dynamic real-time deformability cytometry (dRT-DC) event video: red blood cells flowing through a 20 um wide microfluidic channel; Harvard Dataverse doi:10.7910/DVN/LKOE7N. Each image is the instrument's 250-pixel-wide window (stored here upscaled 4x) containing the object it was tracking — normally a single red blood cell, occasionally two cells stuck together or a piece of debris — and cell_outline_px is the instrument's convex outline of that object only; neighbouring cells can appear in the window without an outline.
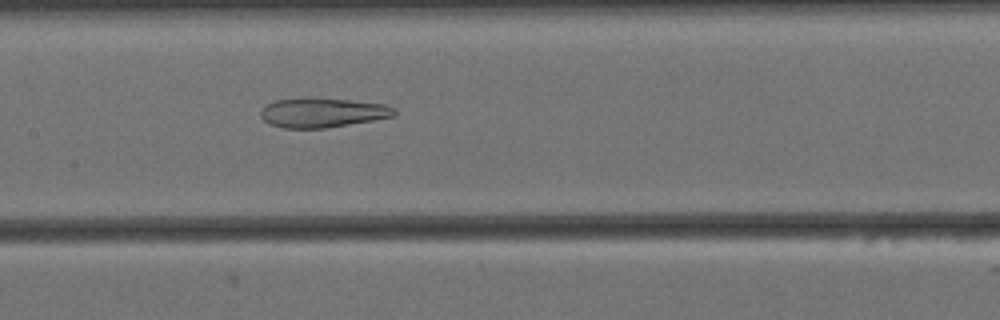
{"species": "Egyptian fruit bat (a non-hibernating species)", "species_latin": "Rousettus aegyptiacus", "temperature_condition": "cold", "stored_images_in_passage": 57, "camera_frame_rate_fps": 3000, "um_per_image_px": 0.085, "animal": {"sex": "female"}, "frame": {"image": 1, "passage_image": 26, "time_ms": 8.333, "image_size_px": [1000, 320], "cell_outline_px": [[396, 116], [324, 128], [284, 128], [268, 124], [260, 116], [260, 112], [268, 104], [276, 100], [352, 100], [384, 104], [396, 108]], "centroid_in_image_um": [27.45, 9.61], "position_along_channel_um": 179.9, "area_um2": 22.14}}
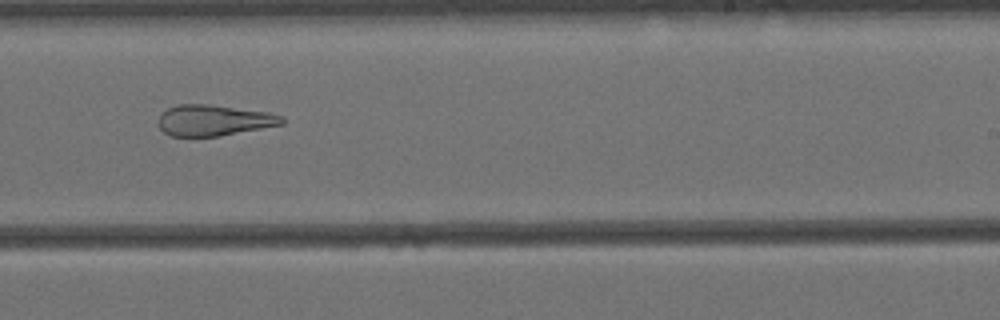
{"frame": {"image": 2, "passage_image": 34, "time_ms": 11.0, "image_size_px": [1000, 320], "cell_outline_px": [[284, 124], [220, 136], [172, 136], [164, 132], [160, 128], [160, 116], [168, 108], [176, 104], [208, 104], [268, 112], [284, 116]], "centroid_in_image_um": [18.21, 10.22], "position_along_channel_um": 270.8, "area_um2": 22.14}}
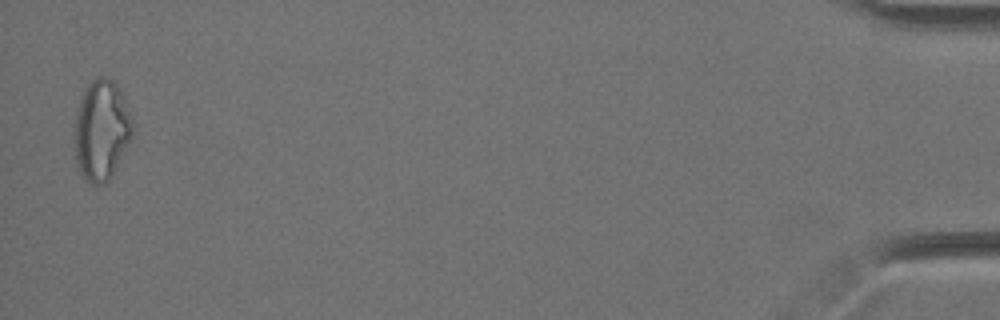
{"frame": {"image": 3, "passage_image": 56, "time_ms": 18.333, "image_size_px": [1000, 320], "cell_outline_px": [[132, 136], [112, 176], [108, 180], [100, 184], [92, 184], [84, 180], [76, 164], [76, 112], [80, 96], [84, 88], [96, 76], [108, 76], [120, 88], [124, 96], [132, 120]], "centroid_in_image_um": [8.63, 11.02], "position_along_channel_um": 426.6, "area_um2": 33.93}, "authors_computed_cell_mechanics": {"area_um2": 28.2642, "velocity_mm_per_s": 3.4355, "shape_relaxation_time_tau1_ms": null, "shape_relaxation_time_tau2_ms": 4.5632, "deformation_change_tau1": null, "deformation_change_tau2": 0.1623}}